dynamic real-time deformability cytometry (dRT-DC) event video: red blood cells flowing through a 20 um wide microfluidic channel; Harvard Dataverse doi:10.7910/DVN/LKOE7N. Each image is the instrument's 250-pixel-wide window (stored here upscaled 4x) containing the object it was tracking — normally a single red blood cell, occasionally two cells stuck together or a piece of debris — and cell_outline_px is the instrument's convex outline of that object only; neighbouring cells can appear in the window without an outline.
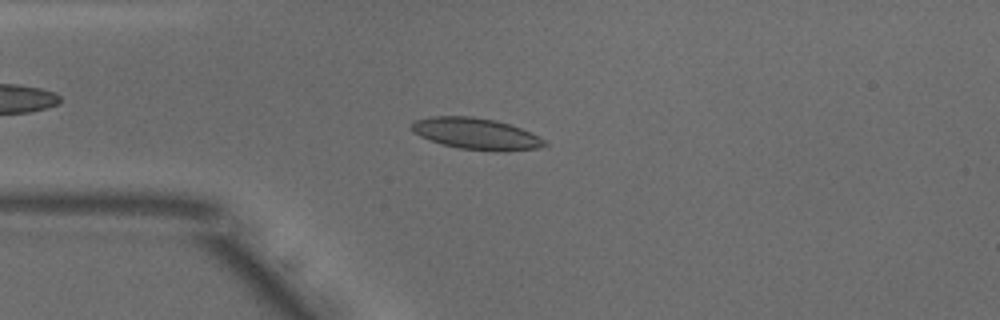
{"species": "common noctule bat (a hibernating species)", "species_latin": "Nyctalus noctula", "temperature_condition": "warm", "stored_images_in_passage": 42, "camera_frame_rate_fps": 3000, "um_per_image_px": 0.085, "animal": {"sex": "male", "body_mass_g": 18.8}, "frame": {"image": 1, "passage_image": 3, "time_ms": 0.667, "image_size_px": [1000, 320], "cell_outline_px": [[548, 144], [544, 148], [504, 152], [496, 152], [460, 148], [444, 144], [420, 136], [412, 132], [408, 124], [412, 120], [428, 116], [472, 116], [496, 120], [520, 128], [544, 140]], "centroid_in_image_um": [40.44, 11.37], "position_along_channel_um": 44.6, "area_um2": 24.62}}
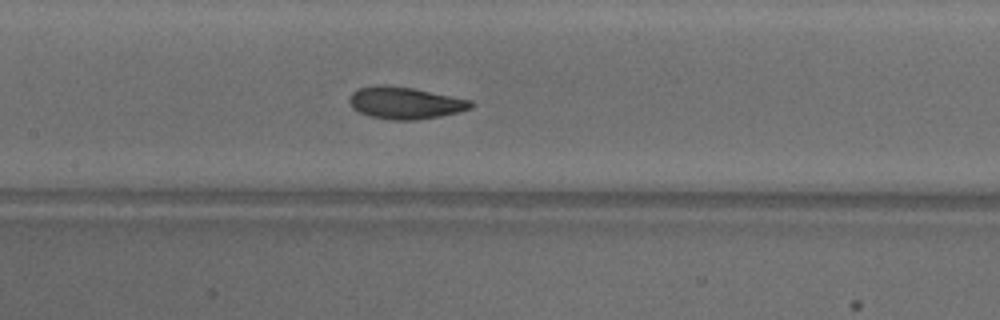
{"frame": {"image": 2, "passage_image": 14, "time_ms": 4.333, "image_size_px": [1000, 320], "cell_outline_px": [[476, 104], [472, 108], [440, 116], [416, 120], [388, 120], [368, 116], [352, 108], [348, 100], [352, 92], [356, 88], [372, 84], [388, 84], [412, 88], [472, 100]], "centroid_in_image_um": [34.39, 8.73], "position_along_channel_um": 173.0, "area_um2": 23.06}}
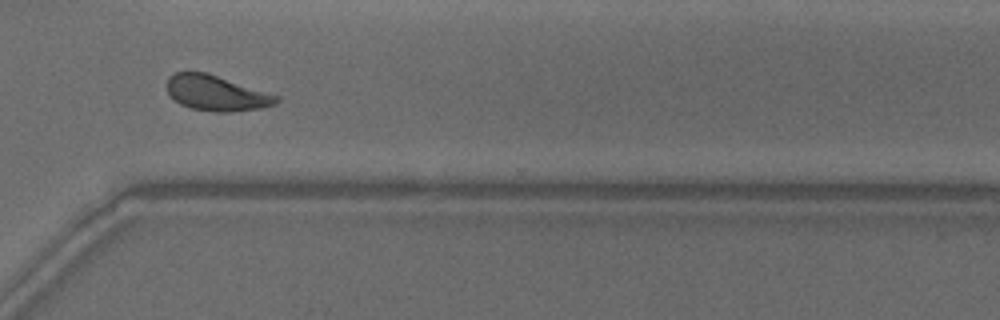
{"frame": {"image": 3, "passage_image": 28, "time_ms": 9.0, "image_size_px": [1000, 320], "cell_outline_px": [[280, 100], [276, 104], [260, 108], [228, 112], [216, 112], [192, 108], [180, 104], [168, 92], [168, 76], [176, 72], [208, 72], [280, 96]], "centroid_in_image_um": [18.43, 7.9], "position_along_channel_um": 352.2, "area_um2": 22.48}, "authors_computed_cell_mechanics": {"area_um2": 22.6287, "velocity_mm_per_s": 3.8435, "shape_relaxation_time_tau1_ms": 5.3399, "shape_relaxation_time_tau2_ms": 1.4907, "deformation_change_tau1": 0.1534, "deformation_change_tau2": 0.0785}}